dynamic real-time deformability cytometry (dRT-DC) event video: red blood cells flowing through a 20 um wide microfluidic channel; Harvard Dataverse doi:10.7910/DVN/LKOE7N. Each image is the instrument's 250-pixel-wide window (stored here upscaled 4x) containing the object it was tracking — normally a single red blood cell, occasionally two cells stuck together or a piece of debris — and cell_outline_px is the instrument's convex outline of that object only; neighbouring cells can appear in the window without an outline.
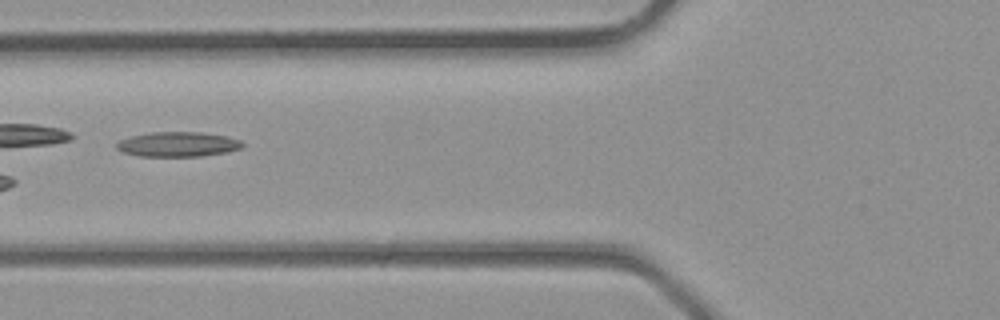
{"species": "common noctule bat (a hibernating species)", "species_latin": "Nyctalus noctula", "temperature_condition": "room temperature", "stored_images_in_passage": 6, "camera_frame_rate_fps": 3000, "um_per_image_px": 0.085, "animal": {"sex": "male", "body_mass_g": 23.1, "forearm_length_mm": 52.7}, "frame": {"image": 1, "passage_image": 6, "time_ms": 1.667, "image_size_px": [1000, 320], "cell_outline_px": [[244, 144], [240, 148], [228, 152], [200, 156], [140, 156], [124, 152], [116, 148], [116, 144], [120, 140], [132, 136], [152, 132], [200, 132], [224, 136], [240, 140]], "centroid_in_image_um": [15.12, 12.26], "position_along_channel_um": 110.7, "area_um2": 17.98}}